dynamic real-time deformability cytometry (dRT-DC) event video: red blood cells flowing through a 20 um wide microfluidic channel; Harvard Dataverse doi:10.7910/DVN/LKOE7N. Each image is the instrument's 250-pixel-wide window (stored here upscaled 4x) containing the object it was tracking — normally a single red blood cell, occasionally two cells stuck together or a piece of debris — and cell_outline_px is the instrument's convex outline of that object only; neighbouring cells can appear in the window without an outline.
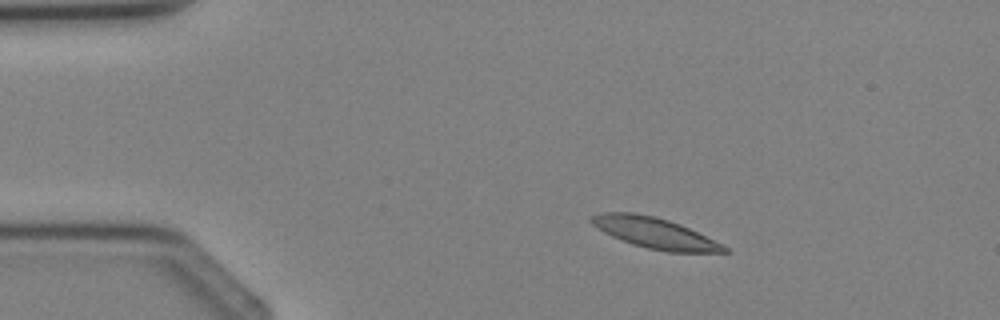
{"species": "Egyptian fruit bat (a non-hibernating species)", "species_latin": "Rousettus aegyptiacus", "temperature_condition": "cold", "stored_images_in_passage": 2, "camera_frame_rate_fps": 3000, "um_per_image_px": 0.085, "animal": {"sex": "female"}, "frame": {"image": 1, "passage_image": 1, "time_ms": 0.0, "image_size_px": [1000, 320], "cell_outline_px": [[732, 252], [668, 252], [648, 248], [632, 244], [612, 236], [604, 232], [592, 224], [588, 220], [588, 216], [604, 212], [632, 212], [656, 216], [680, 224], [728, 248]], "centroid_in_image_um": [55.59, 19.79], "position_along_channel_um": 29.4, "area_um2": 23.52}}